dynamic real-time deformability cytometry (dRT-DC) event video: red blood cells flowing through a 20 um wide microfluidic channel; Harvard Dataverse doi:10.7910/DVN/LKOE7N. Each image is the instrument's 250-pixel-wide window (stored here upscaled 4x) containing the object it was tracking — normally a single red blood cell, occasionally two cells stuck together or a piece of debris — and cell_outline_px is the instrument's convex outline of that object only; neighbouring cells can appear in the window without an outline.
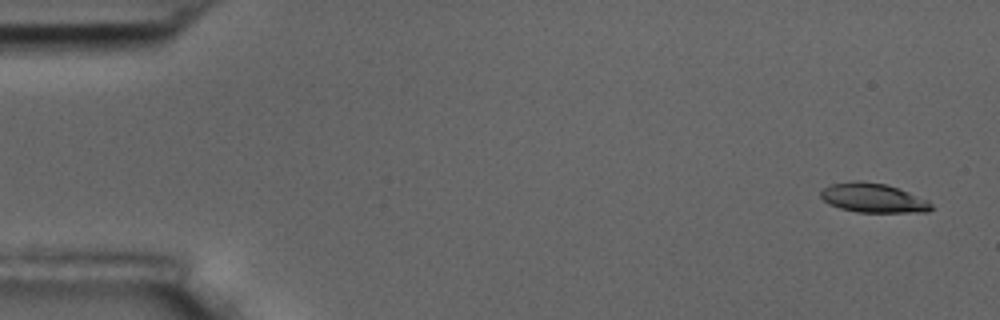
{"species": "common noctule bat (a hibernating species)", "species_latin": "Nyctalus noctula", "temperature_condition": "room temperature", "stored_images_in_passage": 7, "camera_frame_rate_fps": 3000, "um_per_image_px": 0.085, "animal": {"sex": "male", "body_mass_g": 17.5, "forearm_length_mm": 52.3}, "frame": {"image": 1, "passage_image": 1, "time_ms": 0.0, "image_size_px": [1000, 320], "cell_outline_px": [[932, 208], [928, 212], [856, 212], [840, 208], [828, 204], [820, 196], [820, 192], [824, 188], [832, 184], [856, 180], [860, 180], [888, 184], [928, 200], [932, 204]], "centroid_in_image_um": [74.22, 16.82], "position_along_channel_um": 10.8, "area_um2": 18.9}}
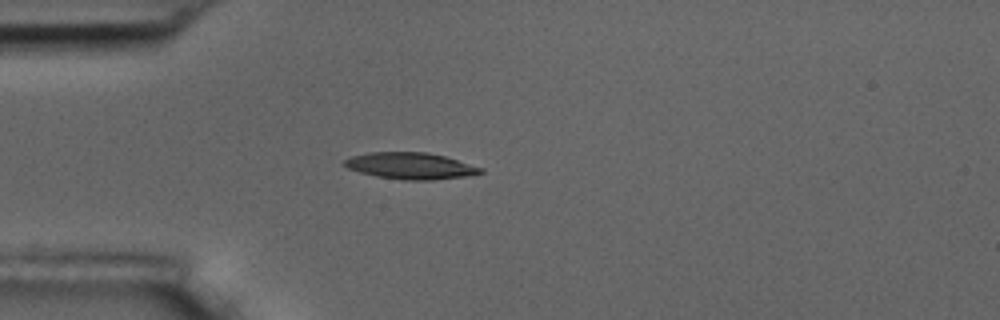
{"frame": {"image": 2, "passage_image": 4, "time_ms": 4.333, "image_size_px": [1000, 320], "cell_outline_px": [[484, 172], [468, 176], [432, 180], [404, 180], [376, 176], [360, 172], [348, 168], [340, 164], [348, 156], [368, 152], [428, 152], [444, 156], [484, 168]], "centroid_in_image_um": [34.86, 14.09], "position_along_channel_um": 50.1, "area_um2": 21.27}}